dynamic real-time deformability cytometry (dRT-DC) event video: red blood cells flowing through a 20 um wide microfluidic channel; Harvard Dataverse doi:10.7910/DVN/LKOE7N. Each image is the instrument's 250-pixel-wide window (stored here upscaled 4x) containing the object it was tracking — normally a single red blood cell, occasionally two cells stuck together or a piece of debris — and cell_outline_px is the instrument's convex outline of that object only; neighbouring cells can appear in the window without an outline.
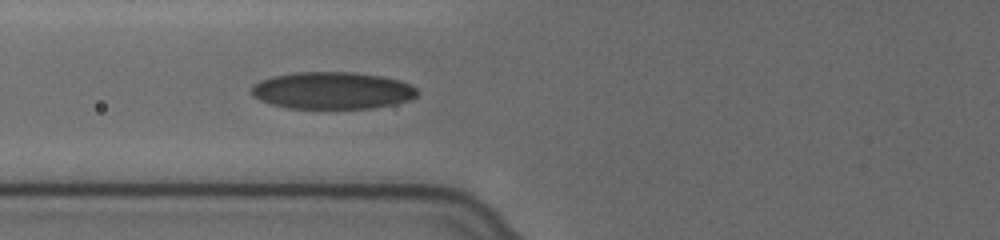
{"species": "human", "species_latin": "Homo sapiens", "temperature_condition": "cold", "stored_images_in_passage": 4, "camera_frame_rate_fps": 3000, "um_per_image_px": 0.085, "donor": {"sex": "female"}, "frame": {"image": 1, "passage_image": 4, "time_ms": 1.0, "image_size_px": [1000, 240], "cell_outline_px": [[420, 92], [416, 96], [408, 100], [392, 104], [372, 108], [288, 108], [272, 104], [260, 100], [252, 96], [252, 84], [260, 80], [272, 76], [296, 72], [352, 72], [380, 76], [400, 80], [412, 84]], "centroid_in_image_um": [28.24, 7.69], "position_along_channel_um": 97.6, "area_um2": 35.89}}